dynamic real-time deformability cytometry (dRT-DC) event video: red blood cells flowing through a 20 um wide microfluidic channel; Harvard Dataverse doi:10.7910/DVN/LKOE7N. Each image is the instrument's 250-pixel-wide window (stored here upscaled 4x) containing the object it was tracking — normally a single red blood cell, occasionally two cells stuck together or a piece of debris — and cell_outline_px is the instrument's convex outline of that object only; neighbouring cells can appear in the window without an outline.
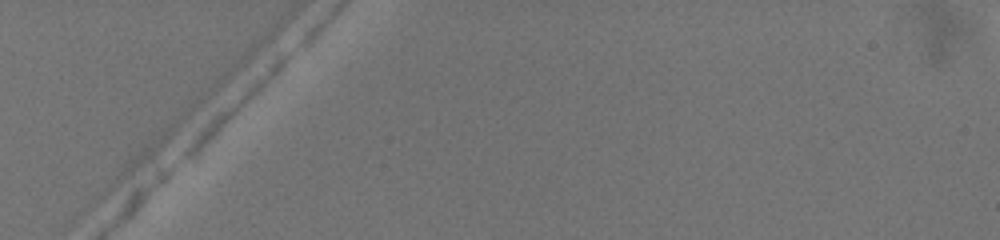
{"species": "common noctule bat (a hibernating species)", "species_latin": "Nyctalus noctula", "temperature_condition": "warm", "stored_images_in_passage": 2, "camera_frame_rate_fps": 3000, "um_per_image_px": 0.085, "animal": {"sex": "female", "body_mass_g": 19.5, "forearm_length_mm": 54.1}, "frame": {"image": 1, "passage_image": 1, "time_ms": 0.0, "image_size_px": [1000, 240], "cell_outline_px": [[292, 52], [288, 60], [260, 88], [188, 156], [180, 160], [180, 156], [184, 148], [196, 132], [212, 116], [256, 76], [284, 52], [292, 48]], "centroid_in_image_um": [19.92, 8.86], "position_along_channel_um": 65.1, "area_um2": 11.96}}